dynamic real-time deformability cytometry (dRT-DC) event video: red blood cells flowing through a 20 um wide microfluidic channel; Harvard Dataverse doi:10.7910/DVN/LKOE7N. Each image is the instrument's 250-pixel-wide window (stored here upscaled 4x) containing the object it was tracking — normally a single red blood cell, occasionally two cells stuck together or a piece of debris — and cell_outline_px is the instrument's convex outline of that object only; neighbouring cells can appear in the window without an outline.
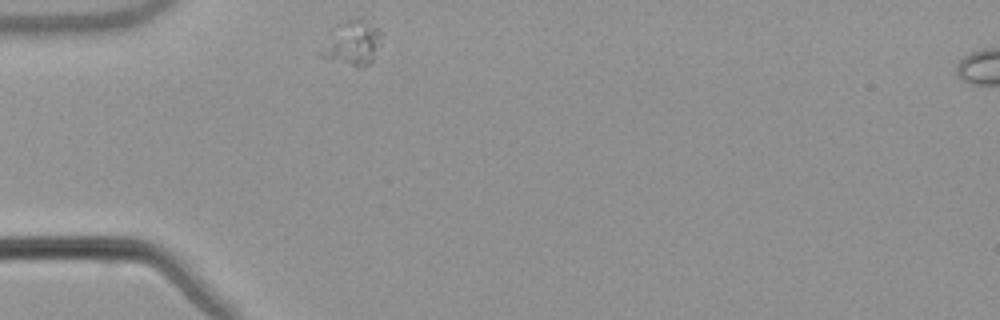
{"species": "common noctule bat (a hibernating species)", "species_latin": "Nyctalus noctula", "temperature_condition": "warm", "stored_images_in_passage": 41, "camera_frame_rate_fps": 3000, "um_per_image_px": 0.085, "animal": {"sex": "male", "body_mass_g": 21.5, "forearm_length_mm": 52.0}, "frame": {"image": 1, "passage_image": 1, "time_ms": 0.0, "image_size_px": [1000, 320], "cell_outline_px": [[380, 44], [372, 60], [368, 64], [360, 68], [320, 56], [320, 52], [332, 28], [336, 24], [356, 16], [376, 28], [380, 32]], "centroid_in_image_um": [29.93, 3.64], "position_along_channel_um": 55.1, "area_um2": 15.37}}
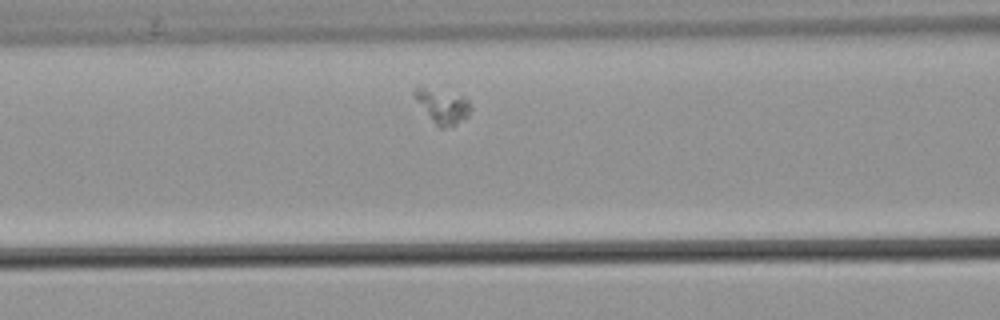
{"frame": {"image": 2, "passage_image": 8, "time_ms": 2.333, "image_size_px": [1000, 320], "cell_outline_px": [[472, 108], [468, 116], [456, 124], [444, 128], [440, 128], [432, 120], [412, 96], [412, 92], [416, 84], [420, 84], [464, 96], [472, 104]], "centroid_in_image_um": [37.58, 8.95], "position_along_channel_um": 129.0, "area_um2": 11.68}}
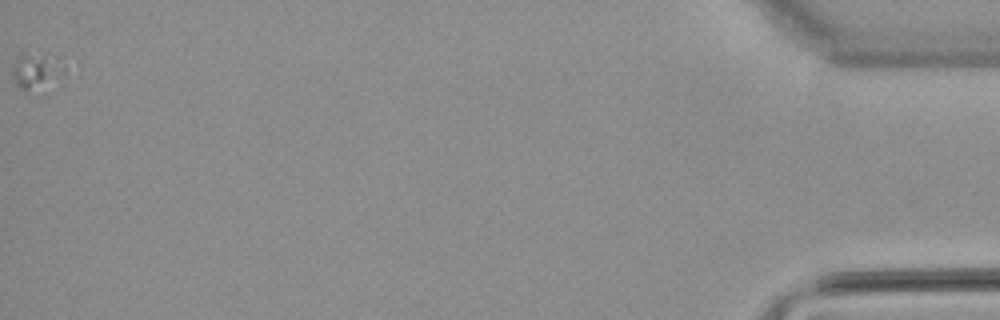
{"frame": {"image": 3, "passage_image": 41, "time_ms": 13.333, "image_size_px": [1000, 320], "cell_outline_px": [[64, 72], [28, 88], [20, 88], [16, 84], [12, 76], [12, 72], [16, 56], [20, 52], [44, 48], [52, 52], [56, 56], [64, 68]], "centroid_in_image_um": [3.02, 5.74], "position_along_channel_um": 432.2, "area_um2": 10.58}}